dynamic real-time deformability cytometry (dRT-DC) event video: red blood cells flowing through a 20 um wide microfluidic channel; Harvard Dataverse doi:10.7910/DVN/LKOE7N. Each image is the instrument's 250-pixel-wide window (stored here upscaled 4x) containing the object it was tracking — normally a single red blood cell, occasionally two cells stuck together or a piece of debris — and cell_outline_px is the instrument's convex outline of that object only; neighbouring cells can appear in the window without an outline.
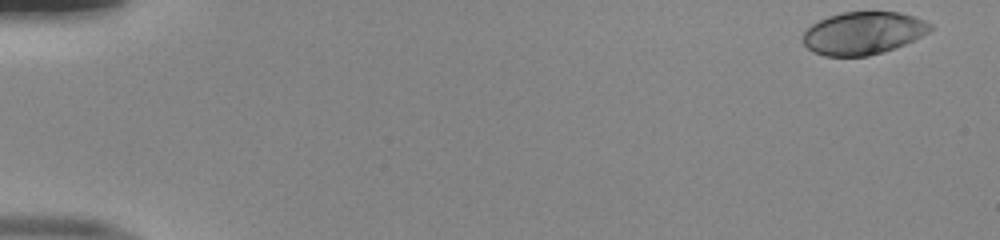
{"species": "human", "species_latin": "Homo sapiens", "temperature_condition": "room temperature", "stored_images_in_passage": 12, "camera_frame_rate_fps": 3000, "um_per_image_px": 0.085, "donor": {"sex": "male"}, "frame": {"image": 1, "passage_image": 1, "time_ms": 0.0, "image_size_px": [1000, 240], "cell_outline_px": [[932, 28], [928, 32], [904, 44], [868, 56], [824, 56], [812, 52], [804, 44], [804, 32], [812, 24], [828, 16], [840, 12], [900, 12], [924, 20], [932, 24]], "centroid_in_image_um": [73.34, 2.81], "position_along_channel_um": 11.7, "area_um2": 31.33}}